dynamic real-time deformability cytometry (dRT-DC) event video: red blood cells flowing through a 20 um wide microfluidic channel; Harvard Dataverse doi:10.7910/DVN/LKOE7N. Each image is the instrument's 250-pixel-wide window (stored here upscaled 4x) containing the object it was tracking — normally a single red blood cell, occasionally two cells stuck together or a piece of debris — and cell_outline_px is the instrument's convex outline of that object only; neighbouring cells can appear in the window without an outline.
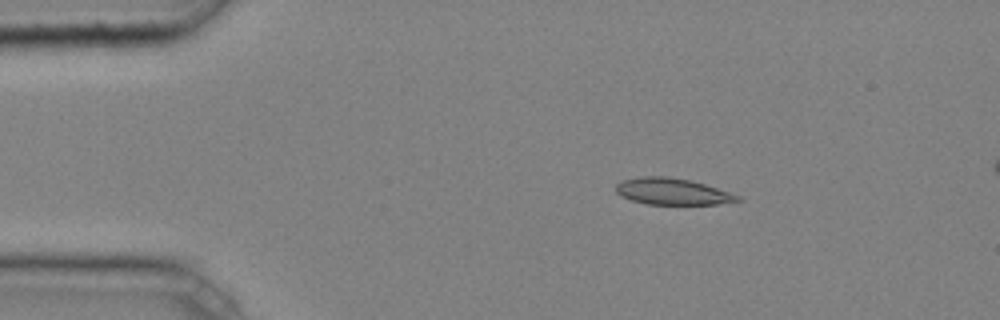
{"species": "common noctule bat (a hibernating species)", "species_latin": "Nyctalus noctula", "temperature_condition": "cold", "stored_images_in_passage": 4, "segment_of_instrument_passage": [1, 2], "camera_frame_rate_fps": 3000, "um_per_image_px": 0.085, "animal": {"sex": "male", "body_mass_g": 20.4}, "frame": {"image": 1, "passage_image": 2, "time_ms": 0.333, "image_size_px": [1000, 320], "cell_outline_px": [[744, 200], [716, 204], [648, 204], [632, 200], [620, 196], [616, 192], [616, 184], [624, 180], [640, 176], [668, 176], [692, 180], [740, 196]], "centroid_in_image_um": [57.14, 16.27], "position_along_channel_um": 27.9, "area_um2": 18.73}}